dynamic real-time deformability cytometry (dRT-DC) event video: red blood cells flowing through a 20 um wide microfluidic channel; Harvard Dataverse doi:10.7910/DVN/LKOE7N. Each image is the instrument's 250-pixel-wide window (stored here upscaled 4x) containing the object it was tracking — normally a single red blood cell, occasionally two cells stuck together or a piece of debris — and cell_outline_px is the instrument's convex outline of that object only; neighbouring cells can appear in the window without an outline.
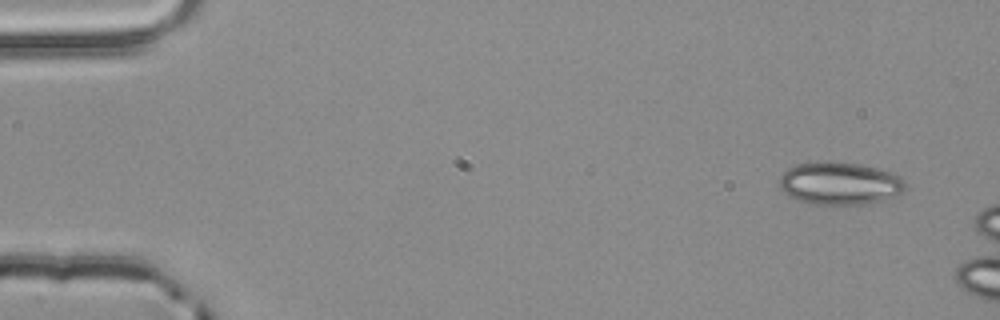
{"species": "common noctule bat (a hibernating species)", "species_latin": "Nyctalus noctula", "temperature_condition": "room temperature", "stored_images_in_passage": 7, "camera_frame_rate_fps": 3000, "um_per_image_px": 0.085, "animal": {"sex": "male", "body_mass_g": 20.4}, "frame": {"image": 1, "passage_image": 1, "time_ms": 0.0, "image_size_px": [1000, 320], "cell_outline_px": [[908, 188], [896, 196], [884, 200], [868, 204], [808, 204], [788, 196], [780, 188], [780, 176], [788, 168], [796, 164], [816, 160], [824, 160], [860, 164], [876, 168], [900, 176], [904, 180]], "centroid_in_image_um": [71.37, 15.58], "position_along_channel_um": 13.6, "area_um2": 31.79}}